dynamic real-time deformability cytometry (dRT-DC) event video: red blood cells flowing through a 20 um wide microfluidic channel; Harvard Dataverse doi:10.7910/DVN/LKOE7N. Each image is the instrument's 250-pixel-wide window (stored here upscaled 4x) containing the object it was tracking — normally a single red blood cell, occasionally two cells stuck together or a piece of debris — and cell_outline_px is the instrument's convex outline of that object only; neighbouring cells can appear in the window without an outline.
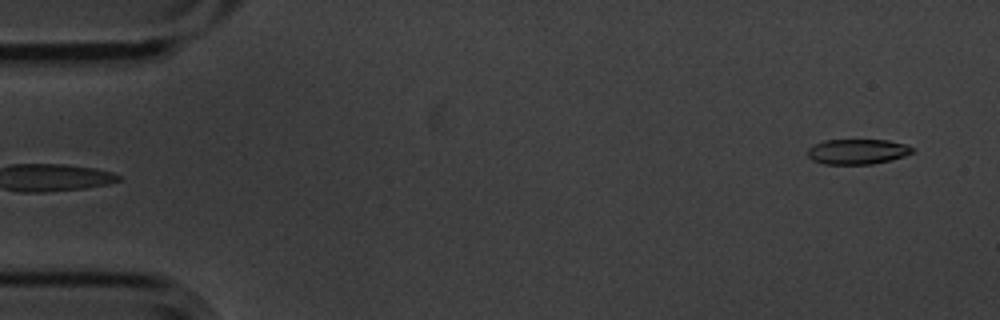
{"species": "common noctule bat (a hibernating species)", "species_latin": "Nyctalus noctula", "temperature_condition": "cold", "stored_images_in_passage": 6, "segment_of_instrument_passage": [2, 2], "camera_frame_rate_fps": 3000, "um_per_image_px": 0.085, "animal": {"sex": "male", "body_mass_g": 20.1, "forearm_length_mm": 53.5}, "frame": {"image": 1, "passage_image": 6, "time_ms": 1.667, "image_size_px": [1000, 320], "cell_outline_px": [[912, 152], [904, 156], [872, 164], [824, 164], [812, 160], [808, 156], [808, 148], [824, 140], [888, 140], [908, 144], [912, 148]], "centroid_in_image_um": [72.87, 12.88], "position_along_channel_um": 12.1, "area_um2": 15.26}}